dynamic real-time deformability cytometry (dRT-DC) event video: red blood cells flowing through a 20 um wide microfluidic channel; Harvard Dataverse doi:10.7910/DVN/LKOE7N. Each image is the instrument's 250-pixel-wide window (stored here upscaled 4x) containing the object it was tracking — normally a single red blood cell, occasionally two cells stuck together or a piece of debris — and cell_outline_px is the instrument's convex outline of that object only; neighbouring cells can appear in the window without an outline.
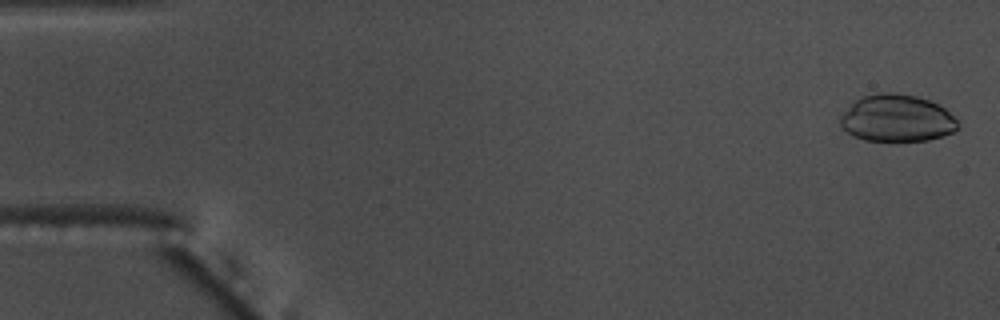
{"species": "common noctule bat (a hibernating species)", "species_latin": "Nyctalus noctula", "temperature_condition": "warm", "stored_images_in_passage": 15, "camera_frame_rate_fps": 3000, "um_per_image_px": 0.085, "animal": {"sex": "male", "body_mass_g": 17.5, "forearm_length_mm": 52.3}, "frame": {"image": 1, "passage_image": 1, "time_ms": 0.0, "image_size_px": [1000, 320], "cell_outline_px": [[960, 124], [952, 132], [928, 140], [864, 140], [852, 136], [840, 124], [840, 116], [856, 100], [864, 96], [884, 92], [892, 92], [916, 96], [940, 104]], "centroid_in_image_um": [76.23, 10.05], "position_along_channel_um": 8.8, "area_um2": 31.79}}